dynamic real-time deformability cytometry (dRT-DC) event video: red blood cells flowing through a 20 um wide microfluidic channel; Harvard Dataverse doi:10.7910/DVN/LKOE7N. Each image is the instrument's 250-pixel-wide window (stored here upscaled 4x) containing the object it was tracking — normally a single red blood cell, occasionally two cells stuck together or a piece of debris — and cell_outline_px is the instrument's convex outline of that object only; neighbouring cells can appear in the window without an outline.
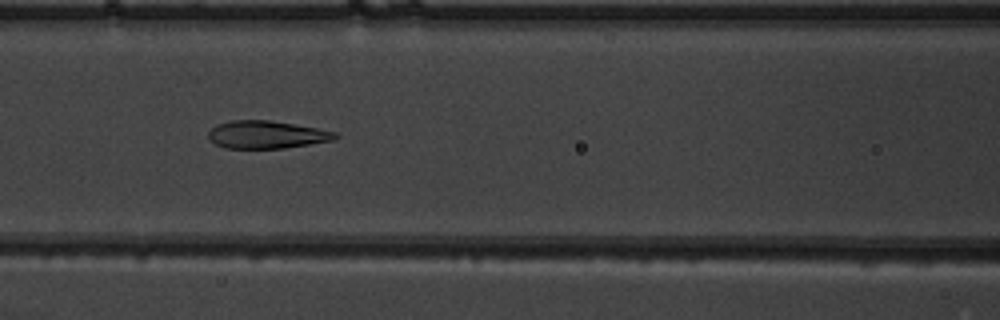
{"species": "common noctule bat (a hibernating species)", "species_latin": "Nyctalus noctula", "temperature_condition": "warm", "stored_images_in_passage": 35, "camera_frame_rate_fps": 3000, "um_per_image_px": 0.085, "animal": {"sex": "male", "body_mass_g": 19.5, "forearm_length_mm": 54.6}, "frame": {"image": 1, "passage_image": 6, "time_ms": 1.667, "image_size_px": [1000, 320], "cell_outline_px": [[340, 136], [336, 140], [284, 148], [224, 148], [216, 144], [208, 136], [208, 132], [216, 124], [232, 120], [268, 120], [316, 128], [336, 132]], "centroid_in_image_um": [22.68, 11.45], "position_along_channel_um": 143.9, "area_um2": 20.4}}
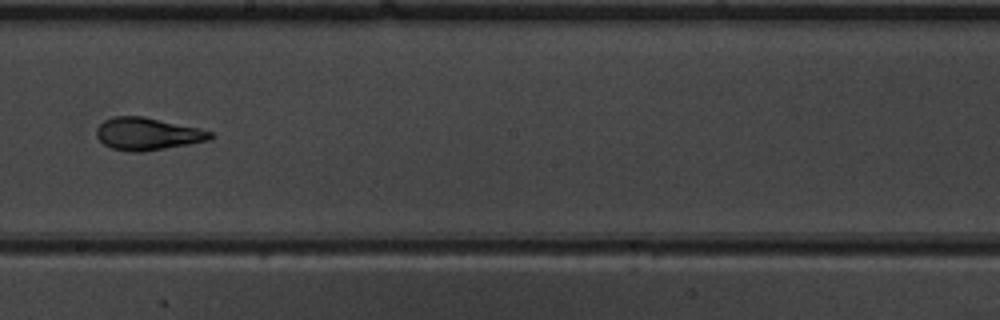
{"frame": {"image": 2, "passage_image": 13, "time_ms": 4.0, "image_size_px": [1000, 320], "cell_outline_px": [[212, 140], [140, 152], [132, 152], [112, 148], [104, 144], [96, 136], [96, 128], [104, 120], [112, 116], [144, 116], [196, 128], [212, 132]], "centroid_in_image_um": [12.5, 11.37], "position_along_channel_um": 235.7, "area_um2": 21.27}}
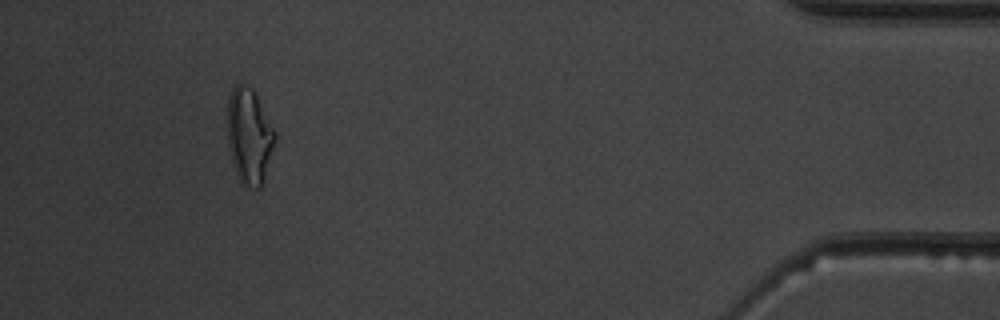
{"frame": {"image": 3, "passage_image": 31, "time_ms": 10.0, "image_size_px": [1000, 320], "cell_outline_px": [[276, 136], [264, 180], [260, 188], [252, 188], [244, 184], [236, 176], [228, 144], [228, 96], [232, 88], [240, 80], [252, 88], [276, 132]], "centroid_in_image_um": [21.17, 11.53], "position_along_channel_um": 414.0, "area_um2": 26.41}}